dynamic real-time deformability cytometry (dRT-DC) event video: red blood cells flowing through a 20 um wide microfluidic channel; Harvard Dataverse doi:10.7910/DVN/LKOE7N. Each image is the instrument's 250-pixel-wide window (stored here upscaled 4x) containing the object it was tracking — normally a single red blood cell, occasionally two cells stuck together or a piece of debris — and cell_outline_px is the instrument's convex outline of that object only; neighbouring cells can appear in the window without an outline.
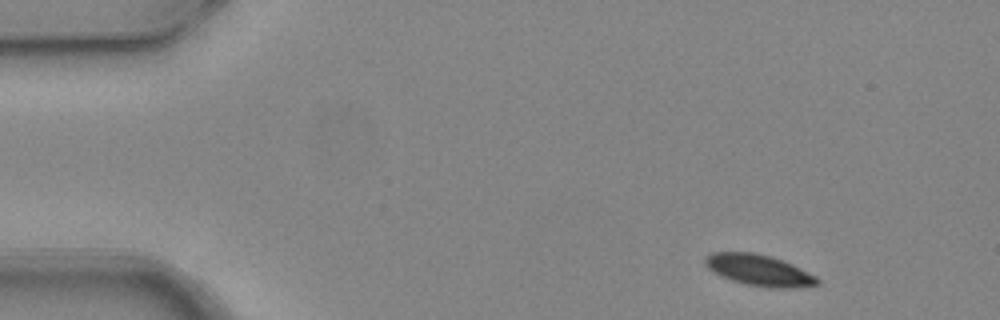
{"species": "common noctule bat (a hibernating species)", "species_latin": "Nyctalus noctula", "temperature_condition": "warm", "stored_images_in_passage": 7, "camera_frame_rate_fps": 3000, "um_per_image_px": 0.085, "animal": {"sex": "female", "body_mass_g": 24.6, "forearm_length_mm": 56.2}, "frame": {"image": 1, "passage_image": 1, "time_ms": 0.0, "image_size_px": [1000, 320], "cell_outline_px": [[820, 284], [792, 288], [768, 288], [744, 284], [732, 280], [708, 268], [704, 264], [704, 256], [712, 252], [752, 252], [768, 256], [792, 264], [816, 276], [820, 280]], "centroid_in_image_um": [64.52, 22.97], "position_along_channel_um": 20.5, "area_um2": 20.23}}
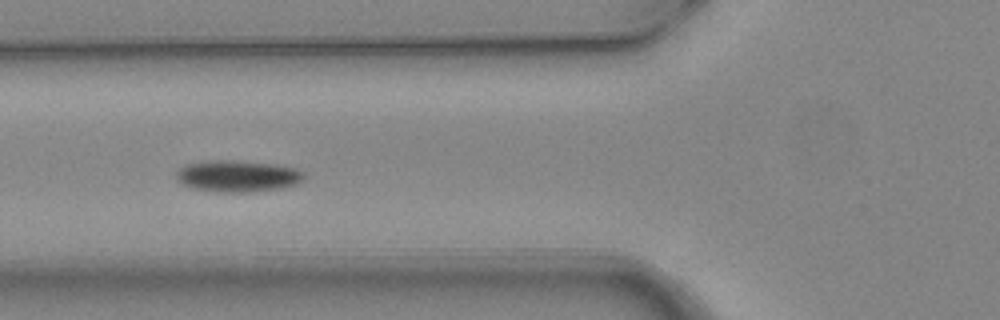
{"frame": {"image": 2, "passage_image": 5, "time_ms": 1.333, "image_size_px": [1000, 320], "cell_outline_px": [[304, 180], [296, 184], [284, 188], [252, 192], [220, 192], [192, 188], [176, 180], [176, 172], [184, 164], [212, 160], [232, 160], [276, 164], [296, 168], [304, 172]], "centroid_in_image_um": [20.22, 14.97], "position_along_channel_um": 105.6, "area_um2": 23.76}}
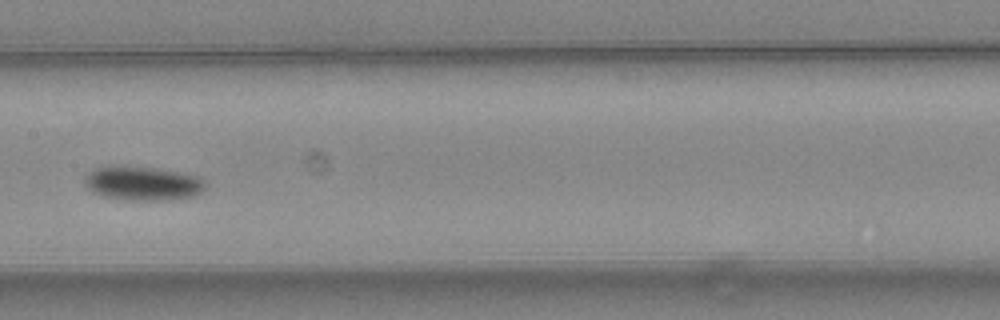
{"frame": {"image": 3, "passage_image": 7, "time_ms": 2.0, "image_size_px": [1000, 320], "cell_outline_px": [[208, 184], [196, 196], [172, 200], [124, 200], [104, 196], [92, 192], [88, 188], [84, 180], [84, 176], [88, 172], [96, 168], [108, 164], [112, 164], [156, 168], [200, 176]], "centroid_in_image_um": [12.13, 15.57], "position_along_channel_um": 195.3, "area_um2": 24.57}}